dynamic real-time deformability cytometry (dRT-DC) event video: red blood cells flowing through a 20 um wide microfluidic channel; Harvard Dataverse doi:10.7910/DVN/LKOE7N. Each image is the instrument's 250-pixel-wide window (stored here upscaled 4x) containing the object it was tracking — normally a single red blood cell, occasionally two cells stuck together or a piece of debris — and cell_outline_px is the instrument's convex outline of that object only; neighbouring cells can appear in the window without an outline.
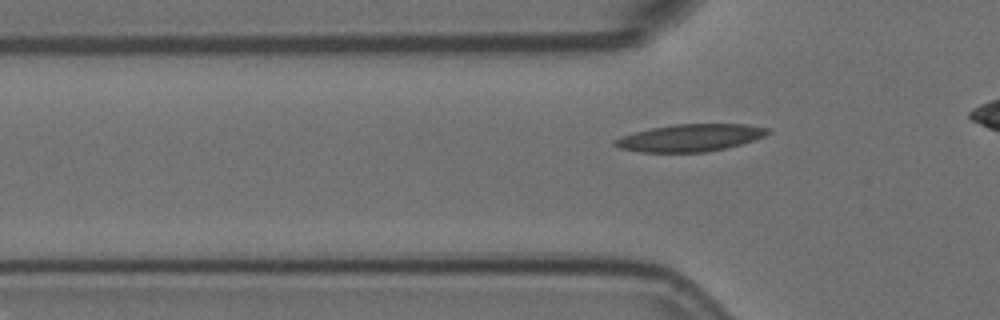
{"species": "Egyptian fruit bat (a non-hibernating species)", "species_latin": "Rousettus aegyptiacus", "temperature_condition": "room temperature", "stored_images_in_passage": 5, "segment_of_instrument_passage": [2, 2], "camera_frame_rate_fps": 3000, "um_per_image_px": 0.085, "animal": {"sex": "female"}, "frame": {"image": 1, "passage_image": 5, "time_ms": 1.333, "image_size_px": [1000, 320], "cell_outline_px": [[772, 132], [764, 136], [740, 144], [724, 148], [704, 152], [640, 152], [620, 148], [612, 144], [612, 140], [636, 132], [652, 128], [676, 124], [748, 124], [768, 128]], "centroid_in_image_um": [58.67, 11.71], "position_along_channel_um": 67.1, "area_um2": 24.04}}